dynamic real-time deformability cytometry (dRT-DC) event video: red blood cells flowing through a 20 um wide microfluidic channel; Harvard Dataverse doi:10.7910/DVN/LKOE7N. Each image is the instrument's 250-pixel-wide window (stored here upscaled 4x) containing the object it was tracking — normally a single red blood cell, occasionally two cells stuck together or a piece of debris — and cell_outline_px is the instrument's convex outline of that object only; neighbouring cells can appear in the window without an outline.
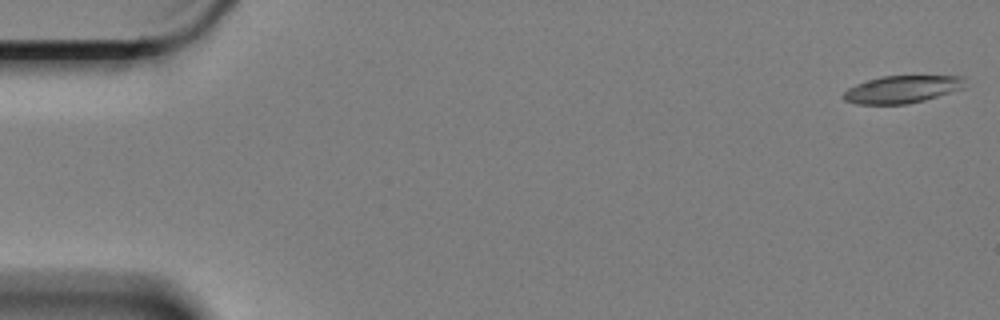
{"species": "Egyptian fruit bat (a non-hibernating species)", "species_latin": "Rousettus aegyptiacus", "temperature_condition": "cold", "stored_images_in_passage": 2, "camera_frame_rate_fps": 3000, "um_per_image_px": 0.085, "animal": {"sex": "female"}, "frame": {"image": 1, "passage_image": 1, "time_ms": 0.0, "image_size_px": [1000, 320], "cell_outline_px": [[964, 88], [924, 100], [908, 104], [856, 104], [844, 100], [840, 96], [848, 88], [856, 84], [880, 76], [964, 76]], "centroid_in_image_um": [76.64, 7.59], "position_along_channel_um": 8.4, "area_um2": 19.42}}